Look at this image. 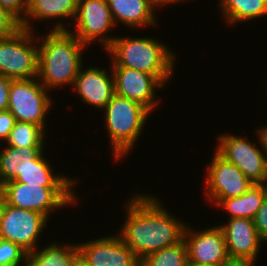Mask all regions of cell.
Instances as JSON below:
<instances>
[{
	"mask_svg": "<svg viewBox=\"0 0 267 266\" xmlns=\"http://www.w3.org/2000/svg\"><path fill=\"white\" fill-rule=\"evenodd\" d=\"M78 0H28L27 12L24 20L20 23L22 28L35 31L31 21L60 20L69 18L65 22L57 21L51 30H68L74 25L77 13ZM63 18V20H62ZM32 19V20H31ZM72 19V20H71ZM66 23V24H65Z\"/></svg>",
	"mask_w": 267,
	"mask_h": 266,
	"instance_id": "cell-17",
	"label": "cell"
},
{
	"mask_svg": "<svg viewBox=\"0 0 267 266\" xmlns=\"http://www.w3.org/2000/svg\"><path fill=\"white\" fill-rule=\"evenodd\" d=\"M28 0H0V7L7 10L20 23L27 12Z\"/></svg>",
	"mask_w": 267,
	"mask_h": 266,
	"instance_id": "cell-28",
	"label": "cell"
},
{
	"mask_svg": "<svg viewBox=\"0 0 267 266\" xmlns=\"http://www.w3.org/2000/svg\"><path fill=\"white\" fill-rule=\"evenodd\" d=\"M16 120L9 110L0 111V142H4L9 137Z\"/></svg>",
	"mask_w": 267,
	"mask_h": 266,
	"instance_id": "cell-30",
	"label": "cell"
},
{
	"mask_svg": "<svg viewBox=\"0 0 267 266\" xmlns=\"http://www.w3.org/2000/svg\"><path fill=\"white\" fill-rule=\"evenodd\" d=\"M224 134L217 135L214 151L236 165L253 184H267V156L258 128L257 142L261 148L242 136Z\"/></svg>",
	"mask_w": 267,
	"mask_h": 266,
	"instance_id": "cell-8",
	"label": "cell"
},
{
	"mask_svg": "<svg viewBox=\"0 0 267 266\" xmlns=\"http://www.w3.org/2000/svg\"><path fill=\"white\" fill-rule=\"evenodd\" d=\"M21 28L20 22L0 7V38H7Z\"/></svg>",
	"mask_w": 267,
	"mask_h": 266,
	"instance_id": "cell-27",
	"label": "cell"
},
{
	"mask_svg": "<svg viewBox=\"0 0 267 266\" xmlns=\"http://www.w3.org/2000/svg\"><path fill=\"white\" fill-rule=\"evenodd\" d=\"M12 80L0 74V111L8 110L9 90Z\"/></svg>",
	"mask_w": 267,
	"mask_h": 266,
	"instance_id": "cell-31",
	"label": "cell"
},
{
	"mask_svg": "<svg viewBox=\"0 0 267 266\" xmlns=\"http://www.w3.org/2000/svg\"><path fill=\"white\" fill-rule=\"evenodd\" d=\"M35 31L20 28L7 38H0V74L4 77H38L39 47Z\"/></svg>",
	"mask_w": 267,
	"mask_h": 266,
	"instance_id": "cell-6",
	"label": "cell"
},
{
	"mask_svg": "<svg viewBox=\"0 0 267 266\" xmlns=\"http://www.w3.org/2000/svg\"><path fill=\"white\" fill-rule=\"evenodd\" d=\"M49 92L39 82L38 77L12 80L8 110L16 121L33 123L47 131L46 117L53 108V100Z\"/></svg>",
	"mask_w": 267,
	"mask_h": 266,
	"instance_id": "cell-7",
	"label": "cell"
},
{
	"mask_svg": "<svg viewBox=\"0 0 267 266\" xmlns=\"http://www.w3.org/2000/svg\"><path fill=\"white\" fill-rule=\"evenodd\" d=\"M79 252L91 266H140L141 261L115 233L82 243H77Z\"/></svg>",
	"mask_w": 267,
	"mask_h": 266,
	"instance_id": "cell-15",
	"label": "cell"
},
{
	"mask_svg": "<svg viewBox=\"0 0 267 266\" xmlns=\"http://www.w3.org/2000/svg\"><path fill=\"white\" fill-rule=\"evenodd\" d=\"M48 220L41 213L10 206L3 201L0 206V238L18 244L30 253L37 249Z\"/></svg>",
	"mask_w": 267,
	"mask_h": 266,
	"instance_id": "cell-9",
	"label": "cell"
},
{
	"mask_svg": "<svg viewBox=\"0 0 267 266\" xmlns=\"http://www.w3.org/2000/svg\"><path fill=\"white\" fill-rule=\"evenodd\" d=\"M110 69L114 76L115 94L139 103L150 113L157 108L160 100L156 92L165 85L156 76L126 67Z\"/></svg>",
	"mask_w": 267,
	"mask_h": 266,
	"instance_id": "cell-13",
	"label": "cell"
},
{
	"mask_svg": "<svg viewBox=\"0 0 267 266\" xmlns=\"http://www.w3.org/2000/svg\"><path fill=\"white\" fill-rule=\"evenodd\" d=\"M27 254L18 244L0 238V266H21Z\"/></svg>",
	"mask_w": 267,
	"mask_h": 266,
	"instance_id": "cell-26",
	"label": "cell"
},
{
	"mask_svg": "<svg viewBox=\"0 0 267 266\" xmlns=\"http://www.w3.org/2000/svg\"><path fill=\"white\" fill-rule=\"evenodd\" d=\"M163 42V43H162ZM151 37H119L105 50L110 67H126L156 76L164 85L174 74L176 53L164 41Z\"/></svg>",
	"mask_w": 267,
	"mask_h": 266,
	"instance_id": "cell-3",
	"label": "cell"
},
{
	"mask_svg": "<svg viewBox=\"0 0 267 266\" xmlns=\"http://www.w3.org/2000/svg\"><path fill=\"white\" fill-rule=\"evenodd\" d=\"M153 6H155L156 9H158V7H163L165 5H171V4H175V3H179V2H185L188 0H148Z\"/></svg>",
	"mask_w": 267,
	"mask_h": 266,
	"instance_id": "cell-32",
	"label": "cell"
},
{
	"mask_svg": "<svg viewBox=\"0 0 267 266\" xmlns=\"http://www.w3.org/2000/svg\"><path fill=\"white\" fill-rule=\"evenodd\" d=\"M223 21L227 25H237L267 15V0H218Z\"/></svg>",
	"mask_w": 267,
	"mask_h": 266,
	"instance_id": "cell-22",
	"label": "cell"
},
{
	"mask_svg": "<svg viewBox=\"0 0 267 266\" xmlns=\"http://www.w3.org/2000/svg\"><path fill=\"white\" fill-rule=\"evenodd\" d=\"M46 132L39 126L29 122L16 121L5 145L11 147H45Z\"/></svg>",
	"mask_w": 267,
	"mask_h": 266,
	"instance_id": "cell-24",
	"label": "cell"
},
{
	"mask_svg": "<svg viewBox=\"0 0 267 266\" xmlns=\"http://www.w3.org/2000/svg\"><path fill=\"white\" fill-rule=\"evenodd\" d=\"M223 231L228 257L231 261L257 262L262 244L254 221L246 218L228 219L219 225Z\"/></svg>",
	"mask_w": 267,
	"mask_h": 266,
	"instance_id": "cell-14",
	"label": "cell"
},
{
	"mask_svg": "<svg viewBox=\"0 0 267 266\" xmlns=\"http://www.w3.org/2000/svg\"><path fill=\"white\" fill-rule=\"evenodd\" d=\"M57 243L53 241L45 248L28 253L27 260L33 266H72L74 257L79 253L77 243Z\"/></svg>",
	"mask_w": 267,
	"mask_h": 266,
	"instance_id": "cell-23",
	"label": "cell"
},
{
	"mask_svg": "<svg viewBox=\"0 0 267 266\" xmlns=\"http://www.w3.org/2000/svg\"><path fill=\"white\" fill-rule=\"evenodd\" d=\"M102 111L112 156L116 161L121 160L135 148L151 113L139 103L117 94Z\"/></svg>",
	"mask_w": 267,
	"mask_h": 266,
	"instance_id": "cell-4",
	"label": "cell"
},
{
	"mask_svg": "<svg viewBox=\"0 0 267 266\" xmlns=\"http://www.w3.org/2000/svg\"><path fill=\"white\" fill-rule=\"evenodd\" d=\"M115 25L129 29L151 27L158 22L156 8L148 0H107Z\"/></svg>",
	"mask_w": 267,
	"mask_h": 266,
	"instance_id": "cell-18",
	"label": "cell"
},
{
	"mask_svg": "<svg viewBox=\"0 0 267 266\" xmlns=\"http://www.w3.org/2000/svg\"><path fill=\"white\" fill-rule=\"evenodd\" d=\"M140 266H189L185 240L149 254L141 260Z\"/></svg>",
	"mask_w": 267,
	"mask_h": 266,
	"instance_id": "cell-25",
	"label": "cell"
},
{
	"mask_svg": "<svg viewBox=\"0 0 267 266\" xmlns=\"http://www.w3.org/2000/svg\"><path fill=\"white\" fill-rule=\"evenodd\" d=\"M37 41L40 44L39 82L48 91L62 86H73L83 67V51L88 47L69 30H51L43 36H37Z\"/></svg>",
	"mask_w": 267,
	"mask_h": 266,
	"instance_id": "cell-2",
	"label": "cell"
},
{
	"mask_svg": "<svg viewBox=\"0 0 267 266\" xmlns=\"http://www.w3.org/2000/svg\"><path fill=\"white\" fill-rule=\"evenodd\" d=\"M206 167L204 193L213 205L221 199L239 197L253 185L236 165L226 161L216 151Z\"/></svg>",
	"mask_w": 267,
	"mask_h": 266,
	"instance_id": "cell-11",
	"label": "cell"
},
{
	"mask_svg": "<svg viewBox=\"0 0 267 266\" xmlns=\"http://www.w3.org/2000/svg\"><path fill=\"white\" fill-rule=\"evenodd\" d=\"M253 221L260 238L267 244V197L257 211Z\"/></svg>",
	"mask_w": 267,
	"mask_h": 266,
	"instance_id": "cell-29",
	"label": "cell"
},
{
	"mask_svg": "<svg viewBox=\"0 0 267 266\" xmlns=\"http://www.w3.org/2000/svg\"><path fill=\"white\" fill-rule=\"evenodd\" d=\"M189 224L184 231L189 266L227 265L231 262L227 254L225 237L219 225L194 231L188 227Z\"/></svg>",
	"mask_w": 267,
	"mask_h": 266,
	"instance_id": "cell-12",
	"label": "cell"
},
{
	"mask_svg": "<svg viewBox=\"0 0 267 266\" xmlns=\"http://www.w3.org/2000/svg\"><path fill=\"white\" fill-rule=\"evenodd\" d=\"M73 23L75 26L72 27H75V31L68 30L88 47L91 43L99 41L106 50L116 37L110 33L117 25L114 23L107 0H78Z\"/></svg>",
	"mask_w": 267,
	"mask_h": 266,
	"instance_id": "cell-10",
	"label": "cell"
},
{
	"mask_svg": "<svg viewBox=\"0 0 267 266\" xmlns=\"http://www.w3.org/2000/svg\"><path fill=\"white\" fill-rule=\"evenodd\" d=\"M44 150L16 177L15 182L38 185V186H74L79 184L78 179L69 178L67 175L54 174L49 160L44 156Z\"/></svg>",
	"mask_w": 267,
	"mask_h": 266,
	"instance_id": "cell-19",
	"label": "cell"
},
{
	"mask_svg": "<svg viewBox=\"0 0 267 266\" xmlns=\"http://www.w3.org/2000/svg\"><path fill=\"white\" fill-rule=\"evenodd\" d=\"M83 68L75 78L74 92L80 97L81 102L102 111L115 94L113 72L98 66L89 65L87 69Z\"/></svg>",
	"mask_w": 267,
	"mask_h": 266,
	"instance_id": "cell-16",
	"label": "cell"
},
{
	"mask_svg": "<svg viewBox=\"0 0 267 266\" xmlns=\"http://www.w3.org/2000/svg\"><path fill=\"white\" fill-rule=\"evenodd\" d=\"M258 131L260 133V136H261V139L264 145V149L266 152V156H267V125L263 127H259Z\"/></svg>",
	"mask_w": 267,
	"mask_h": 266,
	"instance_id": "cell-34",
	"label": "cell"
},
{
	"mask_svg": "<svg viewBox=\"0 0 267 266\" xmlns=\"http://www.w3.org/2000/svg\"><path fill=\"white\" fill-rule=\"evenodd\" d=\"M161 203L159 197L150 193H136L124 204L126 220L117 234L140 261L184 239L187 223Z\"/></svg>",
	"mask_w": 267,
	"mask_h": 266,
	"instance_id": "cell-1",
	"label": "cell"
},
{
	"mask_svg": "<svg viewBox=\"0 0 267 266\" xmlns=\"http://www.w3.org/2000/svg\"><path fill=\"white\" fill-rule=\"evenodd\" d=\"M72 266H91L86 258L79 252L72 262Z\"/></svg>",
	"mask_w": 267,
	"mask_h": 266,
	"instance_id": "cell-33",
	"label": "cell"
},
{
	"mask_svg": "<svg viewBox=\"0 0 267 266\" xmlns=\"http://www.w3.org/2000/svg\"><path fill=\"white\" fill-rule=\"evenodd\" d=\"M254 264L255 263H251V262L231 261L229 264L223 265V266H255Z\"/></svg>",
	"mask_w": 267,
	"mask_h": 266,
	"instance_id": "cell-35",
	"label": "cell"
},
{
	"mask_svg": "<svg viewBox=\"0 0 267 266\" xmlns=\"http://www.w3.org/2000/svg\"><path fill=\"white\" fill-rule=\"evenodd\" d=\"M22 266H33L28 260H26Z\"/></svg>",
	"mask_w": 267,
	"mask_h": 266,
	"instance_id": "cell-36",
	"label": "cell"
},
{
	"mask_svg": "<svg viewBox=\"0 0 267 266\" xmlns=\"http://www.w3.org/2000/svg\"><path fill=\"white\" fill-rule=\"evenodd\" d=\"M2 202H3V198H2V194L0 192V206H1Z\"/></svg>",
	"mask_w": 267,
	"mask_h": 266,
	"instance_id": "cell-37",
	"label": "cell"
},
{
	"mask_svg": "<svg viewBox=\"0 0 267 266\" xmlns=\"http://www.w3.org/2000/svg\"><path fill=\"white\" fill-rule=\"evenodd\" d=\"M45 147H11L5 146L0 151V186L13 180L16 175L32 164V161Z\"/></svg>",
	"mask_w": 267,
	"mask_h": 266,
	"instance_id": "cell-21",
	"label": "cell"
},
{
	"mask_svg": "<svg viewBox=\"0 0 267 266\" xmlns=\"http://www.w3.org/2000/svg\"><path fill=\"white\" fill-rule=\"evenodd\" d=\"M266 197L267 184H253L241 196L221 199L216 206L227 212L228 219L246 218L253 220Z\"/></svg>",
	"mask_w": 267,
	"mask_h": 266,
	"instance_id": "cell-20",
	"label": "cell"
},
{
	"mask_svg": "<svg viewBox=\"0 0 267 266\" xmlns=\"http://www.w3.org/2000/svg\"><path fill=\"white\" fill-rule=\"evenodd\" d=\"M73 187L75 188V186H38L8 181L0 186V192L6 204L36 211L50 219L51 213L57 209L78 204Z\"/></svg>",
	"mask_w": 267,
	"mask_h": 266,
	"instance_id": "cell-5",
	"label": "cell"
}]
</instances>
